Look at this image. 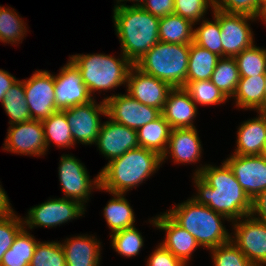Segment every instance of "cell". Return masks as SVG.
I'll return each instance as SVG.
<instances>
[{
    "label": "cell",
    "instance_id": "obj_37",
    "mask_svg": "<svg viewBox=\"0 0 266 266\" xmlns=\"http://www.w3.org/2000/svg\"><path fill=\"white\" fill-rule=\"evenodd\" d=\"M110 236L113 249L123 257L136 256L144 246L143 237L135 226L117 231Z\"/></svg>",
    "mask_w": 266,
    "mask_h": 266
},
{
    "label": "cell",
    "instance_id": "obj_27",
    "mask_svg": "<svg viewBox=\"0 0 266 266\" xmlns=\"http://www.w3.org/2000/svg\"><path fill=\"white\" fill-rule=\"evenodd\" d=\"M194 25L176 14L164 16L159 20V41L190 45L193 42Z\"/></svg>",
    "mask_w": 266,
    "mask_h": 266
},
{
    "label": "cell",
    "instance_id": "obj_36",
    "mask_svg": "<svg viewBox=\"0 0 266 266\" xmlns=\"http://www.w3.org/2000/svg\"><path fill=\"white\" fill-rule=\"evenodd\" d=\"M183 88L189 93L195 104L216 105L223 104L228 100L211 80L186 82Z\"/></svg>",
    "mask_w": 266,
    "mask_h": 266
},
{
    "label": "cell",
    "instance_id": "obj_34",
    "mask_svg": "<svg viewBox=\"0 0 266 266\" xmlns=\"http://www.w3.org/2000/svg\"><path fill=\"white\" fill-rule=\"evenodd\" d=\"M24 20L15 9L0 5V41L3 43L20 44L27 32Z\"/></svg>",
    "mask_w": 266,
    "mask_h": 266
},
{
    "label": "cell",
    "instance_id": "obj_31",
    "mask_svg": "<svg viewBox=\"0 0 266 266\" xmlns=\"http://www.w3.org/2000/svg\"><path fill=\"white\" fill-rule=\"evenodd\" d=\"M1 105L10 118V125L32 120L25 98L23 80H17L10 87V89L5 93Z\"/></svg>",
    "mask_w": 266,
    "mask_h": 266
},
{
    "label": "cell",
    "instance_id": "obj_30",
    "mask_svg": "<svg viewBox=\"0 0 266 266\" xmlns=\"http://www.w3.org/2000/svg\"><path fill=\"white\" fill-rule=\"evenodd\" d=\"M42 124L47 150L52 141L58 147L63 148H71V146L76 144L72 138L71 127L68 125L65 116V109L55 111L47 119H44Z\"/></svg>",
    "mask_w": 266,
    "mask_h": 266
},
{
    "label": "cell",
    "instance_id": "obj_2",
    "mask_svg": "<svg viewBox=\"0 0 266 266\" xmlns=\"http://www.w3.org/2000/svg\"><path fill=\"white\" fill-rule=\"evenodd\" d=\"M162 163V156L153 150L143 147L128 150L101 169L99 190L125 194L148 179Z\"/></svg>",
    "mask_w": 266,
    "mask_h": 266
},
{
    "label": "cell",
    "instance_id": "obj_5",
    "mask_svg": "<svg viewBox=\"0 0 266 266\" xmlns=\"http://www.w3.org/2000/svg\"><path fill=\"white\" fill-rule=\"evenodd\" d=\"M70 60L80 70L82 81L90 95L96 91L115 89L127 83L133 64L121 54L120 58L105 54H75Z\"/></svg>",
    "mask_w": 266,
    "mask_h": 266
},
{
    "label": "cell",
    "instance_id": "obj_9",
    "mask_svg": "<svg viewBox=\"0 0 266 266\" xmlns=\"http://www.w3.org/2000/svg\"><path fill=\"white\" fill-rule=\"evenodd\" d=\"M107 117L112 121L138 130L145 124L157 119L161 111L147 106L127 94H112L104 97Z\"/></svg>",
    "mask_w": 266,
    "mask_h": 266
},
{
    "label": "cell",
    "instance_id": "obj_28",
    "mask_svg": "<svg viewBox=\"0 0 266 266\" xmlns=\"http://www.w3.org/2000/svg\"><path fill=\"white\" fill-rule=\"evenodd\" d=\"M104 217L111 233L135 226V215L124 194L113 193L104 208Z\"/></svg>",
    "mask_w": 266,
    "mask_h": 266
},
{
    "label": "cell",
    "instance_id": "obj_46",
    "mask_svg": "<svg viewBox=\"0 0 266 266\" xmlns=\"http://www.w3.org/2000/svg\"><path fill=\"white\" fill-rule=\"evenodd\" d=\"M17 81V79L11 75L9 72L0 69V102L5 96V93L10 89V87Z\"/></svg>",
    "mask_w": 266,
    "mask_h": 266
},
{
    "label": "cell",
    "instance_id": "obj_4",
    "mask_svg": "<svg viewBox=\"0 0 266 266\" xmlns=\"http://www.w3.org/2000/svg\"><path fill=\"white\" fill-rule=\"evenodd\" d=\"M166 213L204 248L210 250L231 240L221 221L229 219L210 207L196 203L192 198L175 205Z\"/></svg>",
    "mask_w": 266,
    "mask_h": 266
},
{
    "label": "cell",
    "instance_id": "obj_48",
    "mask_svg": "<svg viewBox=\"0 0 266 266\" xmlns=\"http://www.w3.org/2000/svg\"><path fill=\"white\" fill-rule=\"evenodd\" d=\"M127 2V1H130V2H137L135 4H132V5H126L125 3H121V2ZM145 0H117V3L116 5L114 6V10L116 9H119V8H122V7H141V5L143 4Z\"/></svg>",
    "mask_w": 266,
    "mask_h": 266
},
{
    "label": "cell",
    "instance_id": "obj_29",
    "mask_svg": "<svg viewBox=\"0 0 266 266\" xmlns=\"http://www.w3.org/2000/svg\"><path fill=\"white\" fill-rule=\"evenodd\" d=\"M26 229L24 227L15 237L0 266H30L38 242Z\"/></svg>",
    "mask_w": 266,
    "mask_h": 266
},
{
    "label": "cell",
    "instance_id": "obj_25",
    "mask_svg": "<svg viewBox=\"0 0 266 266\" xmlns=\"http://www.w3.org/2000/svg\"><path fill=\"white\" fill-rule=\"evenodd\" d=\"M171 131V126L161 114L136 131L139 147L153 150L163 156L168 147Z\"/></svg>",
    "mask_w": 266,
    "mask_h": 266
},
{
    "label": "cell",
    "instance_id": "obj_22",
    "mask_svg": "<svg viewBox=\"0 0 266 266\" xmlns=\"http://www.w3.org/2000/svg\"><path fill=\"white\" fill-rule=\"evenodd\" d=\"M60 244L65 254L66 266H99L101 242L95 236L78 235L67 238Z\"/></svg>",
    "mask_w": 266,
    "mask_h": 266
},
{
    "label": "cell",
    "instance_id": "obj_15",
    "mask_svg": "<svg viewBox=\"0 0 266 266\" xmlns=\"http://www.w3.org/2000/svg\"><path fill=\"white\" fill-rule=\"evenodd\" d=\"M4 150L11 153L41 156L47 151L42 121L30 120L8 127Z\"/></svg>",
    "mask_w": 266,
    "mask_h": 266
},
{
    "label": "cell",
    "instance_id": "obj_47",
    "mask_svg": "<svg viewBox=\"0 0 266 266\" xmlns=\"http://www.w3.org/2000/svg\"><path fill=\"white\" fill-rule=\"evenodd\" d=\"M10 205L11 203L9 202L8 196L0 185V216H8L15 212Z\"/></svg>",
    "mask_w": 266,
    "mask_h": 266
},
{
    "label": "cell",
    "instance_id": "obj_10",
    "mask_svg": "<svg viewBox=\"0 0 266 266\" xmlns=\"http://www.w3.org/2000/svg\"><path fill=\"white\" fill-rule=\"evenodd\" d=\"M95 101L93 99L86 104L65 109V116L68 125L71 127L74 143L95 144L102 125L99 116H107L105 101L103 100L99 104Z\"/></svg>",
    "mask_w": 266,
    "mask_h": 266
},
{
    "label": "cell",
    "instance_id": "obj_26",
    "mask_svg": "<svg viewBox=\"0 0 266 266\" xmlns=\"http://www.w3.org/2000/svg\"><path fill=\"white\" fill-rule=\"evenodd\" d=\"M220 58L192 42L189 49L187 82L210 80Z\"/></svg>",
    "mask_w": 266,
    "mask_h": 266
},
{
    "label": "cell",
    "instance_id": "obj_42",
    "mask_svg": "<svg viewBox=\"0 0 266 266\" xmlns=\"http://www.w3.org/2000/svg\"><path fill=\"white\" fill-rule=\"evenodd\" d=\"M214 9L227 13L249 15L260 20L265 11L259 5L258 0H216Z\"/></svg>",
    "mask_w": 266,
    "mask_h": 266
},
{
    "label": "cell",
    "instance_id": "obj_20",
    "mask_svg": "<svg viewBox=\"0 0 266 266\" xmlns=\"http://www.w3.org/2000/svg\"><path fill=\"white\" fill-rule=\"evenodd\" d=\"M197 104L183 87L172 88L161 112L172 129L193 128Z\"/></svg>",
    "mask_w": 266,
    "mask_h": 266
},
{
    "label": "cell",
    "instance_id": "obj_41",
    "mask_svg": "<svg viewBox=\"0 0 266 266\" xmlns=\"http://www.w3.org/2000/svg\"><path fill=\"white\" fill-rule=\"evenodd\" d=\"M23 228V219L14 212L8 216H0V263L3 255L12 246L15 237Z\"/></svg>",
    "mask_w": 266,
    "mask_h": 266
},
{
    "label": "cell",
    "instance_id": "obj_16",
    "mask_svg": "<svg viewBox=\"0 0 266 266\" xmlns=\"http://www.w3.org/2000/svg\"><path fill=\"white\" fill-rule=\"evenodd\" d=\"M225 162L251 200L266 190V159L264 157L232 154Z\"/></svg>",
    "mask_w": 266,
    "mask_h": 266
},
{
    "label": "cell",
    "instance_id": "obj_1",
    "mask_svg": "<svg viewBox=\"0 0 266 266\" xmlns=\"http://www.w3.org/2000/svg\"><path fill=\"white\" fill-rule=\"evenodd\" d=\"M193 175L198 193L191 198L196 203L223 214L230 222L251 214L252 200L225 161L219 167L204 165Z\"/></svg>",
    "mask_w": 266,
    "mask_h": 266
},
{
    "label": "cell",
    "instance_id": "obj_39",
    "mask_svg": "<svg viewBox=\"0 0 266 266\" xmlns=\"http://www.w3.org/2000/svg\"><path fill=\"white\" fill-rule=\"evenodd\" d=\"M214 266H254L230 240L210 249Z\"/></svg>",
    "mask_w": 266,
    "mask_h": 266
},
{
    "label": "cell",
    "instance_id": "obj_11",
    "mask_svg": "<svg viewBox=\"0 0 266 266\" xmlns=\"http://www.w3.org/2000/svg\"><path fill=\"white\" fill-rule=\"evenodd\" d=\"M85 212V205L67 198L50 199L46 202L32 207L28 210V215L23 218L24 227L30 229L39 227L60 226L72 219H77Z\"/></svg>",
    "mask_w": 266,
    "mask_h": 266
},
{
    "label": "cell",
    "instance_id": "obj_43",
    "mask_svg": "<svg viewBox=\"0 0 266 266\" xmlns=\"http://www.w3.org/2000/svg\"><path fill=\"white\" fill-rule=\"evenodd\" d=\"M150 255L147 259V266H186L161 244Z\"/></svg>",
    "mask_w": 266,
    "mask_h": 266
},
{
    "label": "cell",
    "instance_id": "obj_52",
    "mask_svg": "<svg viewBox=\"0 0 266 266\" xmlns=\"http://www.w3.org/2000/svg\"><path fill=\"white\" fill-rule=\"evenodd\" d=\"M261 19L266 24V10L264 11L263 17Z\"/></svg>",
    "mask_w": 266,
    "mask_h": 266
},
{
    "label": "cell",
    "instance_id": "obj_3",
    "mask_svg": "<svg viewBox=\"0 0 266 266\" xmlns=\"http://www.w3.org/2000/svg\"><path fill=\"white\" fill-rule=\"evenodd\" d=\"M159 20L141 7L113 10V22L121 43V52L133 65L159 42Z\"/></svg>",
    "mask_w": 266,
    "mask_h": 266
},
{
    "label": "cell",
    "instance_id": "obj_33",
    "mask_svg": "<svg viewBox=\"0 0 266 266\" xmlns=\"http://www.w3.org/2000/svg\"><path fill=\"white\" fill-rule=\"evenodd\" d=\"M240 77H254L266 73V49L252 45L234 57Z\"/></svg>",
    "mask_w": 266,
    "mask_h": 266
},
{
    "label": "cell",
    "instance_id": "obj_35",
    "mask_svg": "<svg viewBox=\"0 0 266 266\" xmlns=\"http://www.w3.org/2000/svg\"><path fill=\"white\" fill-rule=\"evenodd\" d=\"M203 20L201 25L194 29L193 42L212 53L222 57L221 28L219 20Z\"/></svg>",
    "mask_w": 266,
    "mask_h": 266
},
{
    "label": "cell",
    "instance_id": "obj_49",
    "mask_svg": "<svg viewBox=\"0 0 266 266\" xmlns=\"http://www.w3.org/2000/svg\"><path fill=\"white\" fill-rule=\"evenodd\" d=\"M259 5L266 10V0H258Z\"/></svg>",
    "mask_w": 266,
    "mask_h": 266
},
{
    "label": "cell",
    "instance_id": "obj_18",
    "mask_svg": "<svg viewBox=\"0 0 266 266\" xmlns=\"http://www.w3.org/2000/svg\"><path fill=\"white\" fill-rule=\"evenodd\" d=\"M95 144L101 154L109 159V162L122 156L128 150L139 147L136 130L111 119L102 123Z\"/></svg>",
    "mask_w": 266,
    "mask_h": 266
},
{
    "label": "cell",
    "instance_id": "obj_6",
    "mask_svg": "<svg viewBox=\"0 0 266 266\" xmlns=\"http://www.w3.org/2000/svg\"><path fill=\"white\" fill-rule=\"evenodd\" d=\"M189 49L190 45L159 41L134 65L172 88L183 87L187 82Z\"/></svg>",
    "mask_w": 266,
    "mask_h": 266
},
{
    "label": "cell",
    "instance_id": "obj_40",
    "mask_svg": "<svg viewBox=\"0 0 266 266\" xmlns=\"http://www.w3.org/2000/svg\"><path fill=\"white\" fill-rule=\"evenodd\" d=\"M208 7L214 8L212 0H174V14L191 21L193 24L203 20Z\"/></svg>",
    "mask_w": 266,
    "mask_h": 266
},
{
    "label": "cell",
    "instance_id": "obj_23",
    "mask_svg": "<svg viewBox=\"0 0 266 266\" xmlns=\"http://www.w3.org/2000/svg\"><path fill=\"white\" fill-rule=\"evenodd\" d=\"M259 116L244 121L238 128L237 155H261L266 142V111H259Z\"/></svg>",
    "mask_w": 266,
    "mask_h": 266
},
{
    "label": "cell",
    "instance_id": "obj_8",
    "mask_svg": "<svg viewBox=\"0 0 266 266\" xmlns=\"http://www.w3.org/2000/svg\"><path fill=\"white\" fill-rule=\"evenodd\" d=\"M58 167L59 181L65 196L84 205L89 200L92 189H100L99 174L90 179L85 165L76 157L68 154L61 156Z\"/></svg>",
    "mask_w": 266,
    "mask_h": 266
},
{
    "label": "cell",
    "instance_id": "obj_21",
    "mask_svg": "<svg viewBox=\"0 0 266 266\" xmlns=\"http://www.w3.org/2000/svg\"><path fill=\"white\" fill-rule=\"evenodd\" d=\"M196 127L172 129L168 147L162 156V162L172 157L174 163L192 164L201 158L202 146ZM167 157V158H166Z\"/></svg>",
    "mask_w": 266,
    "mask_h": 266
},
{
    "label": "cell",
    "instance_id": "obj_50",
    "mask_svg": "<svg viewBox=\"0 0 266 266\" xmlns=\"http://www.w3.org/2000/svg\"><path fill=\"white\" fill-rule=\"evenodd\" d=\"M265 82H266V73H265ZM264 111H266V84H265V91H264Z\"/></svg>",
    "mask_w": 266,
    "mask_h": 266
},
{
    "label": "cell",
    "instance_id": "obj_32",
    "mask_svg": "<svg viewBox=\"0 0 266 266\" xmlns=\"http://www.w3.org/2000/svg\"><path fill=\"white\" fill-rule=\"evenodd\" d=\"M239 71L234 57H221L214 68L211 82L229 99L237 88Z\"/></svg>",
    "mask_w": 266,
    "mask_h": 266
},
{
    "label": "cell",
    "instance_id": "obj_14",
    "mask_svg": "<svg viewBox=\"0 0 266 266\" xmlns=\"http://www.w3.org/2000/svg\"><path fill=\"white\" fill-rule=\"evenodd\" d=\"M54 86L55 106L58 110L86 104L94 99L82 81L80 70L70 59L61 67L59 74L54 75Z\"/></svg>",
    "mask_w": 266,
    "mask_h": 266
},
{
    "label": "cell",
    "instance_id": "obj_12",
    "mask_svg": "<svg viewBox=\"0 0 266 266\" xmlns=\"http://www.w3.org/2000/svg\"><path fill=\"white\" fill-rule=\"evenodd\" d=\"M239 221V222H238ZM234 222V223H233ZM235 237L231 241L254 266L266 265V223L251 215L232 221Z\"/></svg>",
    "mask_w": 266,
    "mask_h": 266
},
{
    "label": "cell",
    "instance_id": "obj_24",
    "mask_svg": "<svg viewBox=\"0 0 266 266\" xmlns=\"http://www.w3.org/2000/svg\"><path fill=\"white\" fill-rule=\"evenodd\" d=\"M265 75L240 77L234 98L236 106L245 110L264 111Z\"/></svg>",
    "mask_w": 266,
    "mask_h": 266
},
{
    "label": "cell",
    "instance_id": "obj_38",
    "mask_svg": "<svg viewBox=\"0 0 266 266\" xmlns=\"http://www.w3.org/2000/svg\"><path fill=\"white\" fill-rule=\"evenodd\" d=\"M30 266H66L60 242L38 241Z\"/></svg>",
    "mask_w": 266,
    "mask_h": 266
},
{
    "label": "cell",
    "instance_id": "obj_7",
    "mask_svg": "<svg viewBox=\"0 0 266 266\" xmlns=\"http://www.w3.org/2000/svg\"><path fill=\"white\" fill-rule=\"evenodd\" d=\"M213 17L221 28L222 57H235L254 44L249 20H258L249 15L227 13L213 8Z\"/></svg>",
    "mask_w": 266,
    "mask_h": 266
},
{
    "label": "cell",
    "instance_id": "obj_19",
    "mask_svg": "<svg viewBox=\"0 0 266 266\" xmlns=\"http://www.w3.org/2000/svg\"><path fill=\"white\" fill-rule=\"evenodd\" d=\"M149 222L154 227L166 231L165 240L160 244L187 266L193 252L200 247L196 239L166 212Z\"/></svg>",
    "mask_w": 266,
    "mask_h": 266
},
{
    "label": "cell",
    "instance_id": "obj_45",
    "mask_svg": "<svg viewBox=\"0 0 266 266\" xmlns=\"http://www.w3.org/2000/svg\"><path fill=\"white\" fill-rule=\"evenodd\" d=\"M250 215L256 220L266 223V190L259 193L252 200V210Z\"/></svg>",
    "mask_w": 266,
    "mask_h": 266
},
{
    "label": "cell",
    "instance_id": "obj_51",
    "mask_svg": "<svg viewBox=\"0 0 266 266\" xmlns=\"http://www.w3.org/2000/svg\"><path fill=\"white\" fill-rule=\"evenodd\" d=\"M261 156L264 157V158L266 159V142H265V144H264V147H263V150H262Z\"/></svg>",
    "mask_w": 266,
    "mask_h": 266
},
{
    "label": "cell",
    "instance_id": "obj_44",
    "mask_svg": "<svg viewBox=\"0 0 266 266\" xmlns=\"http://www.w3.org/2000/svg\"><path fill=\"white\" fill-rule=\"evenodd\" d=\"M141 8L158 18L174 14V0H145Z\"/></svg>",
    "mask_w": 266,
    "mask_h": 266
},
{
    "label": "cell",
    "instance_id": "obj_17",
    "mask_svg": "<svg viewBox=\"0 0 266 266\" xmlns=\"http://www.w3.org/2000/svg\"><path fill=\"white\" fill-rule=\"evenodd\" d=\"M126 88L131 97L161 112L172 89L168 83L144 73L135 65L129 71Z\"/></svg>",
    "mask_w": 266,
    "mask_h": 266
},
{
    "label": "cell",
    "instance_id": "obj_13",
    "mask_svg": "<svg viewBox=\"0 0 266 266\" xmlns=\"http://www.w3.org/2000/svg\"><path fill=\"white\" fill-rule=\"evenodd\" d=\"M25 98L32 120L43 121L58 109L55 106L54 75L49 71L37 70L24 79Z\"/></svg>",
    "mask_w": 266,
    "mask_h": 266
}]
</instances>
